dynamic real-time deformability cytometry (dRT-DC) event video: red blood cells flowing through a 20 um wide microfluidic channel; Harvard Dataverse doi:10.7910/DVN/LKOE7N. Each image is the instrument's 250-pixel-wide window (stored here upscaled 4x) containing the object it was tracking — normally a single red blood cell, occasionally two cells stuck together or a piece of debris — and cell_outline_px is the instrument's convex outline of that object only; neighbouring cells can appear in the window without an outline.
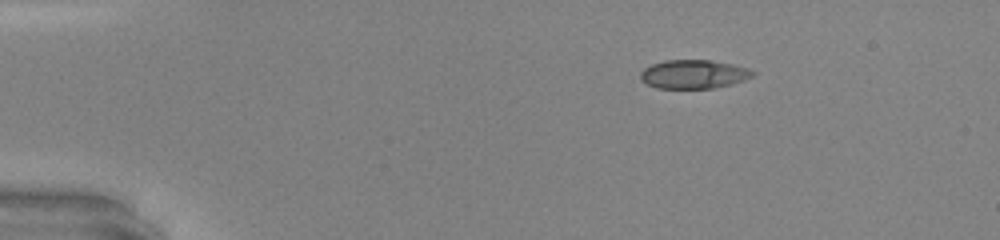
{"species": "common noctule bat (a hibernating species)", "species_latin": "Nyctalus noctula", "temperature_condition": "warm", "stored_images_in_passage": 41, "camera_frame_rate_fps": 3000, "um_per_image_px": 0.085, "animal": {"sex": "male", "body_mass_g": 20.0, "forearm_length_mm": 53.3}, "frame": {"image": 1, "passage_image": 1, "time_ms": 0.0, "image_size_px": [1000, 240], "cell_outline_px": [[756, 72], [752, 76], [744, 80], [732, 84], [716, 88], [656, 88], [640, 80], [640, 72], [644, 68], [652, 64], [664, 60], [708, 60], [732, 64], [748, 68]], "centroid_in_image_um": [58.95, 6.31], "position_along_channel_um": 26.1, "area_um2": 18.84}}
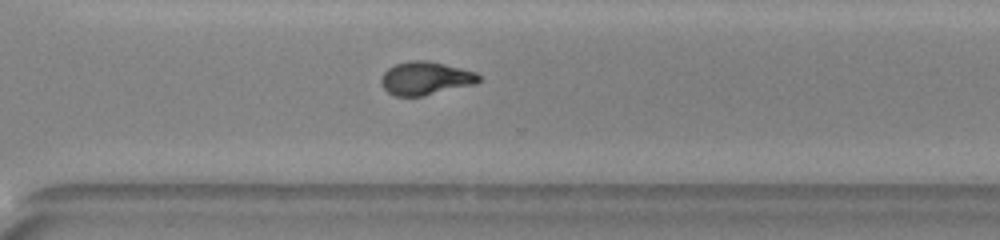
{"frame": {"image": 2, "passage_image": 28, "time_ms": 9.0, "image_size_px": [1000, 240], "cell_outline_px": [[480, 80], [476, 84], [424, 96], [396, 96], [388, 92], [380, 84], [380, 80], [384, 72], [388, 68], [396, 64], [408, 60], [424, 60], [444, 64], [476, 72], [480, 76]], "centroid_in_image_um": [36.16, 6.66], "position_along_channel_um": 334.4, "area_um2": 18.96}}
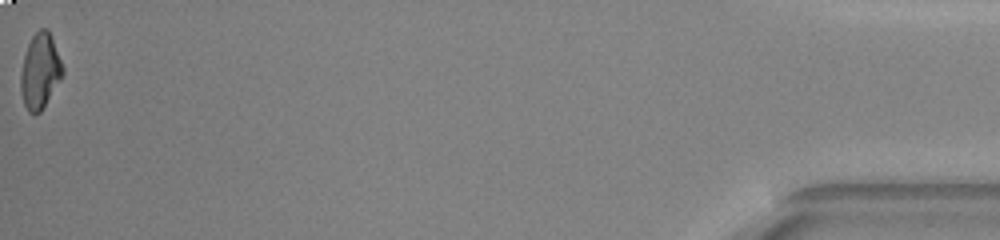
{"frame": {"image": 3, "passage_image": 41, "time_ms": 13.333, "image_size_px": [1000, 240], "cell_outline_px": [[64, 72], [60, 80], [40, 112], [28, 112], [24, 104], [20, 92], [20, 76], [24, 56], [28, 44], [32, 36], [40, 28], [48, 28], [64, 68]], "centroid_in_image_um": [3.4, 6.03], "position_along_channel_um": 431.8, "area_um2": 18.21}, "authors_computed_cell_mechanics": {"area_um2": 18.9006, "velocity_mm_per_s": 4.3787, "shape_relaxation_time_tau1_ms": 8.2609, "shape_relaxation_time_tau2_ms": 1.2383, "deformation_change_tau1": 0.3222, "deformation_change_tau2": 0.0828}}